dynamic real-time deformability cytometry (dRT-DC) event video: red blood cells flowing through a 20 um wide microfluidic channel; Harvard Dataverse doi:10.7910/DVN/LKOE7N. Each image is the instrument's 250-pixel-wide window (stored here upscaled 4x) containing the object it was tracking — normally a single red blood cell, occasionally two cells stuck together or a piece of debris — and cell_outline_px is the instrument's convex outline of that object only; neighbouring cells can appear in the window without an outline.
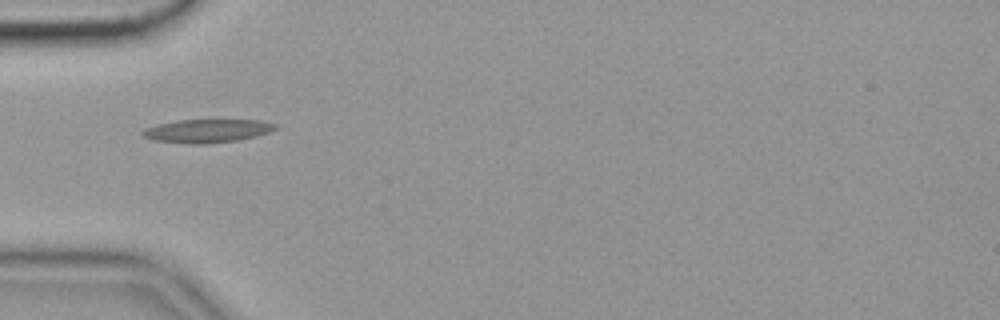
{"species": "common noctule bat (a hibernating species)", "species_latin": "Nyctalus noctula", "temperature_condition": "cold", "stored_images_in_passage": 40, "camera_frame_rate_fps": 3000, "um_per_image_px": 0.085, "animal": {"sex": "female", "body_mass_g": 19.9}, "frame": {"image": 1, "passage_image": 1, "time_ms": 0.0, "image_size_px": [1000, 320], "cell_outline_px": [[276, 128], [268, 132], [256, 136], [236, 140], [208, 144], [188, 144], [152, 140], [140, 136], [140, 132], [144, 128], [176, 120], [260, 120], [276, 124]], "centroid_in_image_um": [17.53, 11.13], "position_along_channel_um": 67.5, "area_um2": 18.15}, "authors_computed_cell_mechanics": {"area_um2": 16.6464, "velocity_mm_per_s": 3.5311, "shape_relaxation_time_tau1_ms": 5.6163, "shape_relaxation_time_tau2_ms": 7.7815, "deformation_change_tau1": 0.1699, "deformation_change_tau2": 0.1862}}